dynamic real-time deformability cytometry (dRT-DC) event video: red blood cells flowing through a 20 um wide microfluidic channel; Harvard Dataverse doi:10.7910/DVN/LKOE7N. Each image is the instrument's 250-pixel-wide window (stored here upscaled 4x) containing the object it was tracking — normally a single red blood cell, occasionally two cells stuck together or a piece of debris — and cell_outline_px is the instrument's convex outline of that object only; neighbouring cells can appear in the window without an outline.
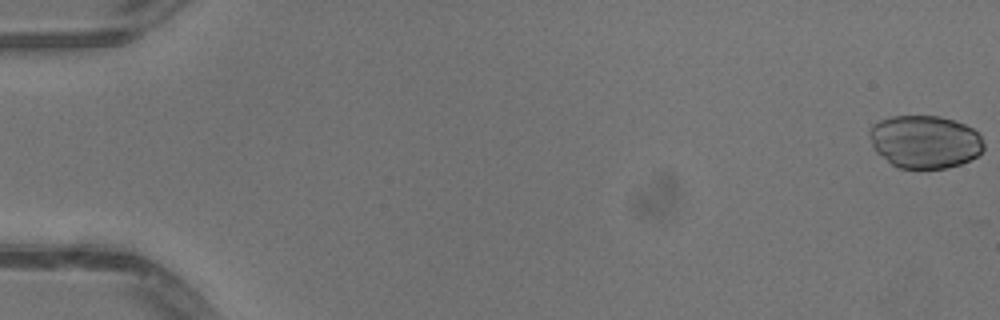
{"species": "common noctule bat (a hibernating species)", "species_latin": "Nyctalus noctula", "temperature_condition": "warm", "stored_images_in_passage": 13, "camera_frame_rate_fps": 3000, "um_per_image_px": 0.085, "animal": {"sex": "male", "body_mass_g": 13.3}, "frame": {"image": 1, "passage_image": 1, "time_ms": 0.0, "image_size_px": [1000, 320], "cell_outline_px": [[984, 148], [976, 156], [960, 164], [948, 168], [900, 168], [892, 164], [876, 152], [868, 136], [868, 132], [872, 124], [880, 120], [892, 116], [940, 116], [964, 124], [972, 128], [980, 136], [984, 144]], "centroid_in_image_um": [78.58, 12.04], "position_along_channel_um": 6.4, "area_um2": 35.14}}